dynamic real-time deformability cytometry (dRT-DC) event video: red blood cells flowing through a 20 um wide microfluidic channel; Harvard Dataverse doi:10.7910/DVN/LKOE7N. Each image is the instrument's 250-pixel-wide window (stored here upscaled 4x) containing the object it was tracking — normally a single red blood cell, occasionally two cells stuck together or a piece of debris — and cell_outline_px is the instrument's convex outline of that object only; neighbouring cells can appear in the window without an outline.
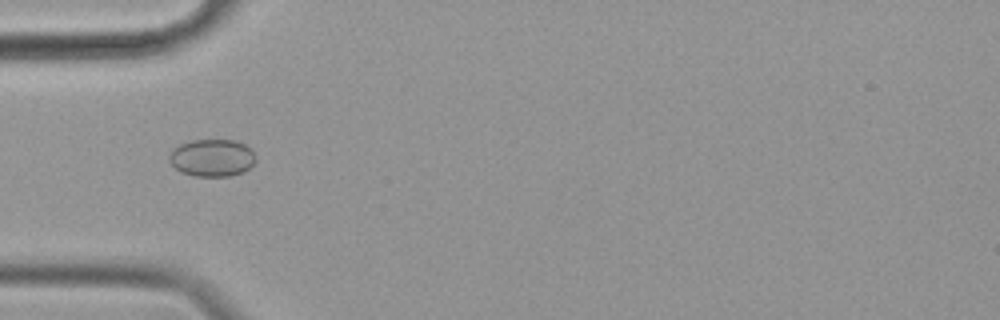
{"species": "common noctule bat (a hibernating species)", "species_latin": "Nyctalus noctula", "temperature_condition": "cold", "stored_images_in_passage": 57, "camera_frame_rate_fps": 3000, "um_per_image_px": 0.085, "animal": {"sex": "female", "body_mass_g": 19.9}, "frame": {"image": 1, "passage_image": 17, "time_ms": 5.333, "image_size_px": [1000, 320], "cell_outline_px": [[256, 160], [244, 172], [228, 176], [196, 176], [180, 172], [168, 160], [168, 156], [172, 148], [180, 144], [192, 140], [236, 140], [252, 148], [256, 156]], "centroid_in_image_um": [18.03, 13.4], "position_along_channel_um": 67.0, "area_um2": 19.02}}
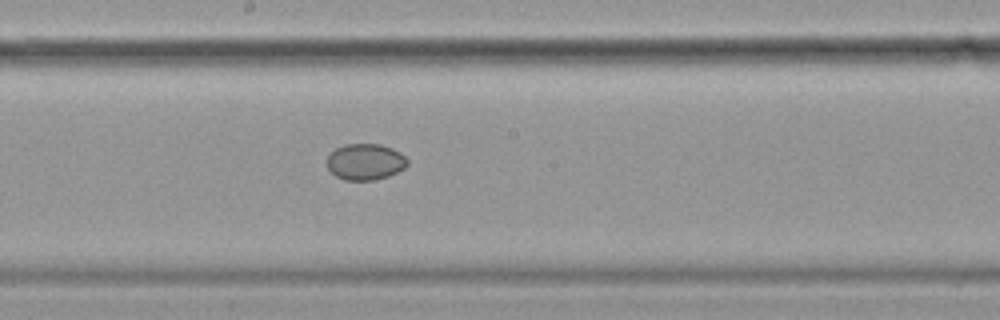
{"frame": {"image": 2, "passage_image": 30, "time_ms": 9.667, "image_size_px": [1000, 320], "cell_outline_px": [[408, 164], [404, 168], [388, 176], [376, 180], [344, 180], [336, 176], [328, 168], [328, 156], [336, 148], [344, 144], [380, 144], [392, 148], [400, 152], [408, 160]], "centroid_in_image_um": [31.06, 13.75], "position_along_channel_um": 217.1, "area_um2": 16.94}}
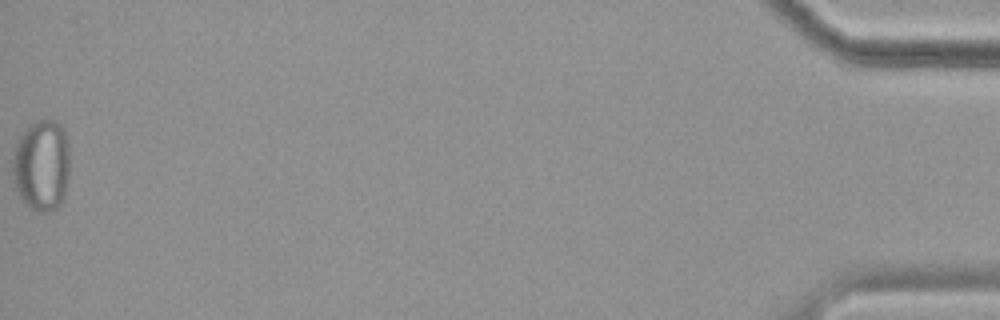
{"frame": {"image": 3, "passage_image": 57, "time_ms": 18.667, "image_size_px": [1000, 320], "cell_outline_px": [[68, 176], [64, 196], [60, 204], [56, 208], [48, 212], [40, 212], [28, 208], [20, 196], [16, 188], [12, 176], [12, 156], [16, 140], [24, 128], [28, 124], [36, 120], [56, 120], [64, 128], [68, 144]], "centroid_in_image_um": [3.51, 14.02], "position_along_channel_um": 431.7, "area_um2": 31.04}}